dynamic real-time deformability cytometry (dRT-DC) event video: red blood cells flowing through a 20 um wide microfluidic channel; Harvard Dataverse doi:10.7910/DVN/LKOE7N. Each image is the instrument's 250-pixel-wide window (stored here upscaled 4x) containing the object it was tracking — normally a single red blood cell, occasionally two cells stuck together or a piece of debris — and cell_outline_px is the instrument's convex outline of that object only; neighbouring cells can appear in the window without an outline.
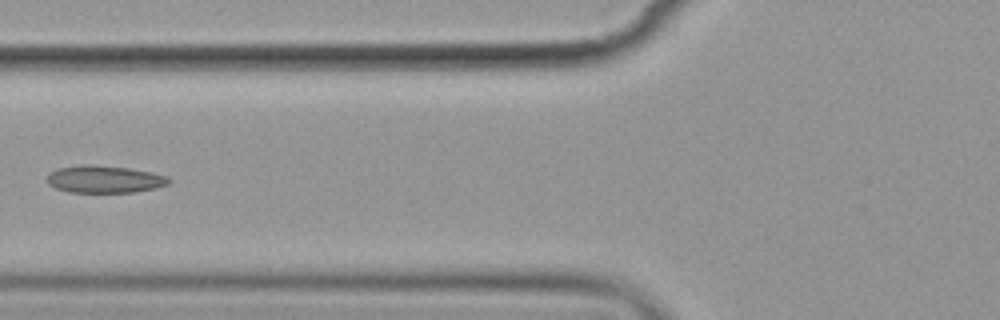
{"species": "common noctule bat (a hibernating species)", "species_latin": "Nyctalus noctula", "temperature_condition": "cold", "stored_images_in_passage": 8, "camera_frame_rate_fps": 3000, "um_per_image_px": 0.085, "animal": {"sex": "female", "body_mass_g": 19.9}, "frame": {"image": 1, "passage_image": 7, "time_ms": 7.333, "image_size_px": [1000, 320], "cell_outline_px": [[172, 180], [168, 184], [156, 188], [132, 192], [68, 192], [56, 188], [48, 184], [44, 180], [56, 168], [80, 164], [88, 164], [128, 168], [152, 172], [168, 176]], "centroid_in_image_um": [8.87, 15.23], "position_along_channel_um": 116.9, "area_um2": 19.54}}
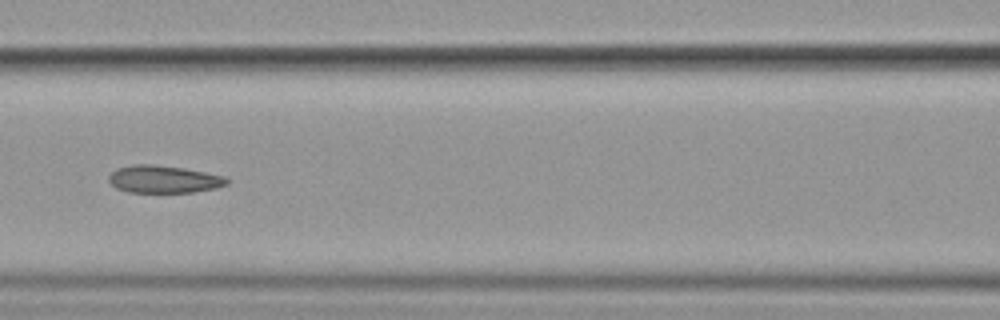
{"frame": {"image": 2, "passage_image": 8, "time_ms": 8.333, "image_size_px": [1000, 320], "cell_outline_px": [[228, 184], [216, 188], [192, 192], [128, 192], [116, 188], [108, 180], [108, 176], [116, 168], [136, 164], [152, 164], [184, 168], [224, 176], [228, 180]], "centroid_in_image_um": [13.89, 15.23], "position_along_channel_um": 152.7, "area_um2": 18.84}}